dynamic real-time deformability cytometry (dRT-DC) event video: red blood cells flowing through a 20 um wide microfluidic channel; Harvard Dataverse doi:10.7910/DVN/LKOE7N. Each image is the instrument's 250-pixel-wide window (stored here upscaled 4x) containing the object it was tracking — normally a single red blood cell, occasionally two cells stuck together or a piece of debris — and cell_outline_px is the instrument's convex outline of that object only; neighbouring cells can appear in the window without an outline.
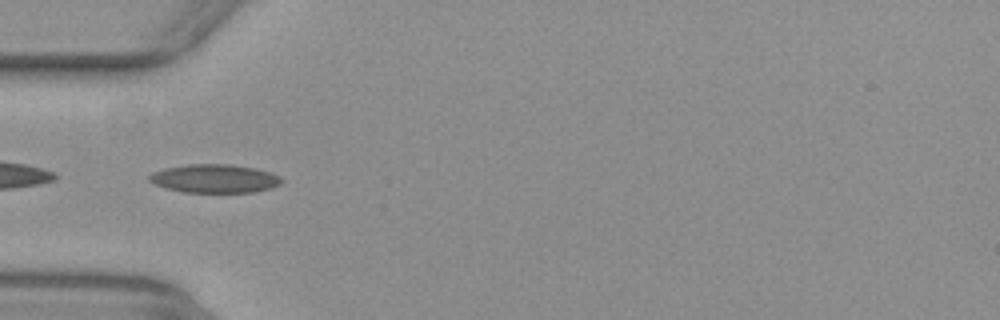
{"species": "common noctule bat (a hibernating species)", "species_latin": "Nyctalus noctula", "temperature_condition": "warm", "stored_images_in_passage": 39, "camera_frame_rate_fps": 3000, "um_per_image_px": 0.085, "animal": {"sex": "female", "body_mass_g": 29.2, "forearm_length_mm": 56.3}, "frame": {"image": 1, "passage_image": 11, "time_ms": 3.333, "image_size_px": [1000, 320], "cell_outline_px": [[280, 184], [272, 188], [252, 192], [184, 192], [168, 188], [156, 184], [148, 180], [148, 176], [152, 172], [164, 168], [188, 164], [228, 164], [256, 168], [280, 176]], "centroid_in_image_um": [18.22, 15.17], "position_along_channel_um": 66.8, "area_um2": 21.79}}
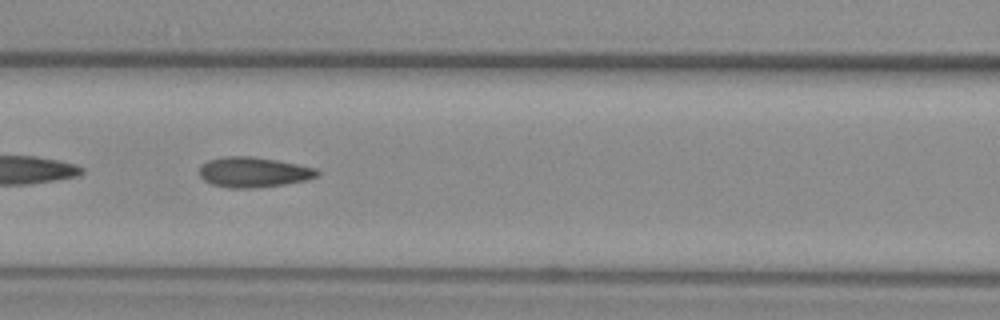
{"frame": {"image": 2, "passage_image": 17, "time_ms": 5.333, "image_size_px": [1000, 320], "cell_outline_px": [[320, 172], [316, 176], [308, 180], [284, 184], [252, 188], [232, 188], [212, 184], [204, 180], [200, 176], [200, 164], [208, 160], [224, 156], [252, 156], [276, 160], [316, 168]], "centroid_in_image_um": [21.53, 14.63], "position_along_channel_um": 145.1, "area_um2": 20.69}}
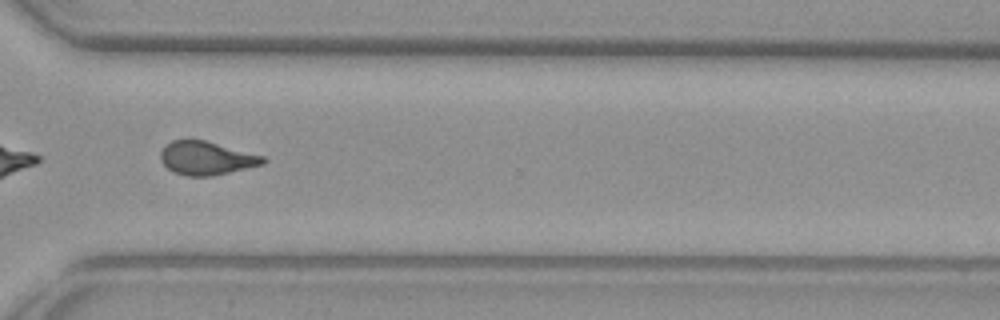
{"frame": {"image": 3, "passage_image": 33, "time_ms": 10.667, "image_size_px": [1000, 320], "cell_outline_px": [[268, 160], [264, 164], [212, 176], [188, 176], [172, 172], [160, 160], [160, 152], [164, 144], [172, 140], [204, 140], [264, 156]], "centroid_in_image_um": [17.52, 13.44], "position_along_channel_um": 353.1, "area_um2": 20.0}, "authors_computed_cell_mechanics": {"area_um2": 20.6346, "velocity_mm_per_s": 3.9069, "shape_relaxation_time_tau1_ms": 9.7517, "shape_relaxation_time_tau2_ms": 1.8449, "deformation_change_tau1": 0.2185, "deformation_change_tau2": 0.0854}}